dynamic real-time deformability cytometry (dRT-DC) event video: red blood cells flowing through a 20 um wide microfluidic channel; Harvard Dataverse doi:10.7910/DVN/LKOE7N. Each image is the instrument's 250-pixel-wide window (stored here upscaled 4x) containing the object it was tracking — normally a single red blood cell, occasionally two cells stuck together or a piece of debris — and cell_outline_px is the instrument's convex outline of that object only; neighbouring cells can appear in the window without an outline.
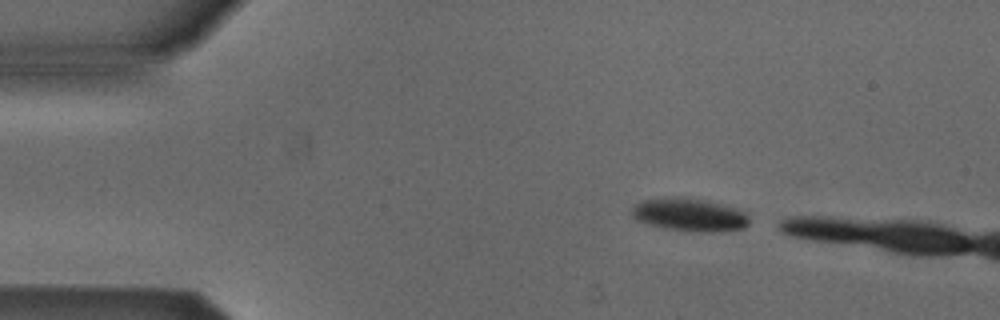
{"species": "Egyptian fruit bat (a non-hibernating species)", "species_latin": "Rousettus aegyptiacus", "temperature_condition": "cold", "stored_images_in_passage": 3, "camera_frame_rate_fps": 3000, "um_per_image_px": 0.085, "animal": {"sex": "male"}, "frame": {"image": 1, "passage_image": 1, "time_ms": 0.0, "image_size_px": [1000, 320], "cell_outline_px": [[748, 224], [744, 228], [712, 232], [664, 228], [648, 224], [636, 220], [632, 216], [632, 208], [640, 200], [668, 196], [676, 196], [708, 200], [724, 204], [748, 212]], "centroid_in_image_um": [58.6, 18.22], "position_along_channel_um": 26.4, "area_um2": 22.77}}